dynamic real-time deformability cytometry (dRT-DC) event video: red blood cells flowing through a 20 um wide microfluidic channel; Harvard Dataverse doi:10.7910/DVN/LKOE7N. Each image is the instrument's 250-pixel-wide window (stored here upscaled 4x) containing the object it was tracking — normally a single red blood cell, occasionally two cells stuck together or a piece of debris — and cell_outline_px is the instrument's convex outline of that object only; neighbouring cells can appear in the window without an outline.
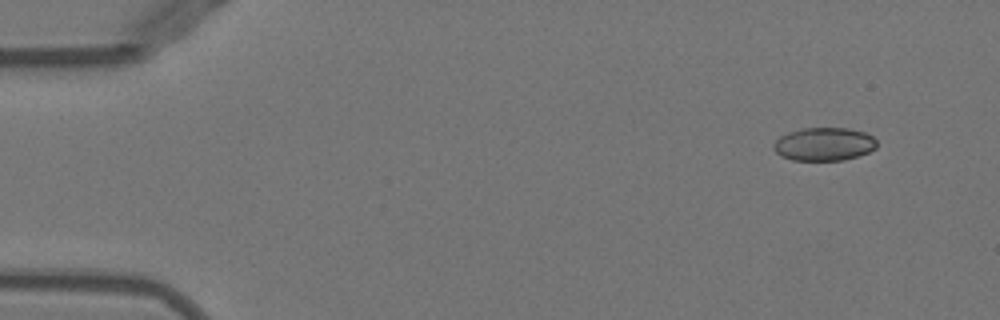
{"species": "Egyptian fruit bat (a non-hibernating species)", "species_latin": "Rousettus aegyptiacus", "temperature_condition": "warm", "stored_images_in_passage": 47, "camera_frame_rate_fps": 3000, "um_per_image_px": 0.085, "animal": {"sex": "female"}, "frame": {"image": 1, "passage_image": 1, "time_ms": 0.0, "image_size_px": [1000, 320], "cell_outline_px": [[876, 148], [868, 152], [844, 160], [792, 160], [780, 156], [772, 148], [772, 144], [780, 136], [788, 132], [800, 128], [848, 128], [864, 132], [872, 136], [876, 140]], "centroid_in_image_um": [70.01, 12.25], "position_along_channel_um": 15.0, "area_um2": 20.06}}
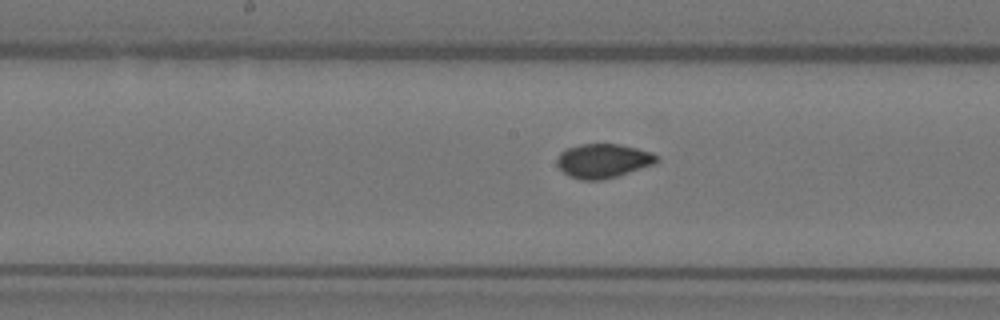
{"frame": {"image": 2, "passage_image": 23, "time_ms": 7.333, "image_size_px": [1000, 320], "cell_outline_px": [[660, 160], [652, 164], [604, 180], [580, 180], [564, 172], [556, 164], [556, 160], [560, 152], [564, 148], [580, 144], [620, 144], [652, 152], [660, 156]], "centroid_in_image_um": [51.25, 13.65], "position_along_channel_um": 197.0, "area_um2": 19.83}}
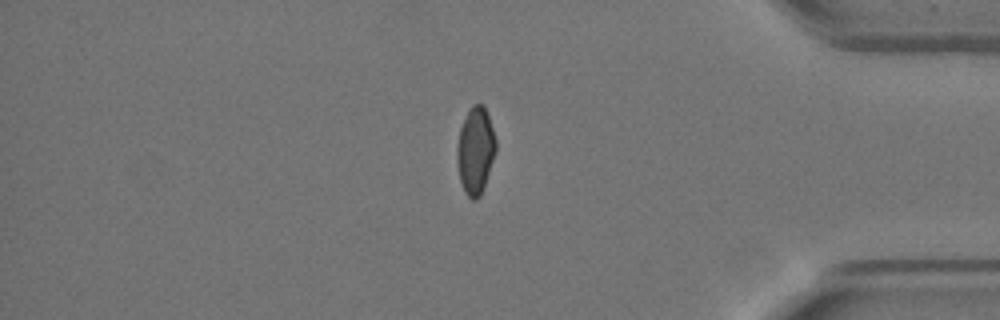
{"frame": {"image": 3, "passage_image": 40, "time_ms": 13.0, "image_size_px": [1000, 320], "cell_outline_px": [[496, 152], [484, 188], [480, 196], [476, 200], [472, 200], [464, 192], [460, 180], [456, 156], [456, 148], [460, 128], [468, 108], [472, 104], [480, 104], [484, 108], [488, 116], [496, 140]], "centroid_in_image_um": [40.4, 12.82], "position_along_channel_um": 394.8, "area_um2": 19.77}, "authors_computed_cell_mechanics": {"area_um2": 20.0566, "velocity_mm_per_s": 3.9822, "shape_relaxation_time_tau1_ms": null, "shape_relaxation_time_tau2_ms": 1.0306, "deformation_change_tau1": null, "deformation_change_tau2": 0.0488}}